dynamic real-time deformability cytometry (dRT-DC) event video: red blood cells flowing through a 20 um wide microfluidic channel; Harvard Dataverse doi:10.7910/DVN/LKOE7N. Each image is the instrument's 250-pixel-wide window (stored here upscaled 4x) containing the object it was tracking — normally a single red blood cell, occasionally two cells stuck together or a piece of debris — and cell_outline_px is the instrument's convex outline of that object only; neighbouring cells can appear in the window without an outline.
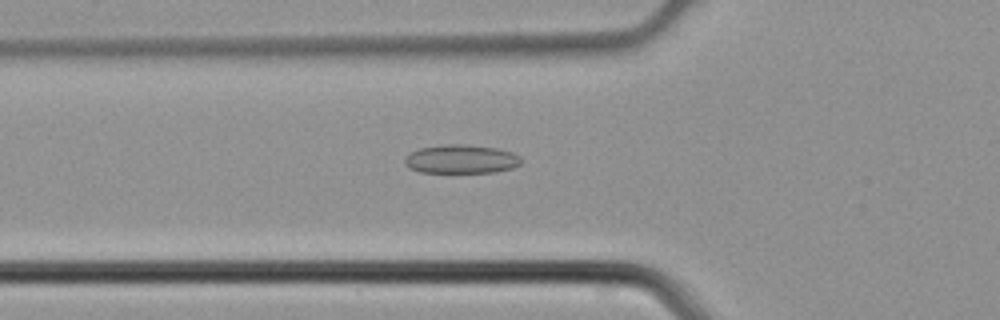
{"species": "common noctule bat (a hibernating species)", "species_latin": "Nyctalus noctula", "temperature_condition": "cold", "stored_images_in_passage": 43, "camera_frame_rate_fps": 3000, "um_per_image_px": 0.085, "animal": {"sex": "male", "body_mass_g": 21.5, "forearm_length_mm": 52.0}, "frame": {"image": 1, "passage_image": 15, "time_ms": 4.667, "image_size_px": [1000, 320], "cell_outline_px": [[520, 164], [512, 168], [496, 172], [420, 172], [408, 168], [404, 164], [404, 160], [412, 152], [420, 148], [448, 144], [456, 144], [496, 148], [512, 152], [520, 156]], "centroid_in_image_um": [39.2, 13.53], "position_along_channel_um": 86.6, "area_um2": 19.25}}
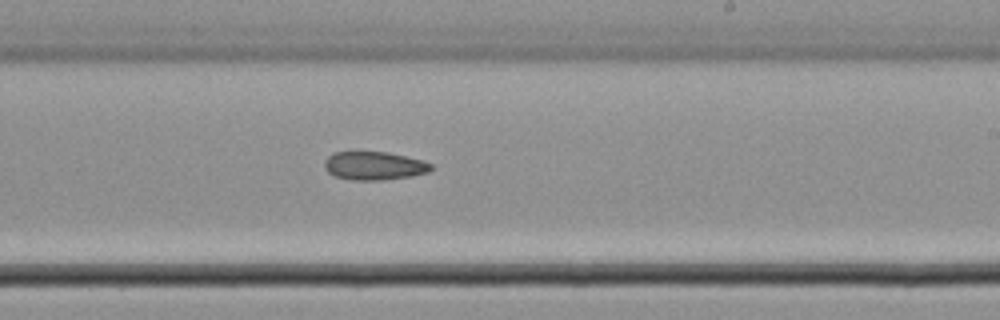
{"frame": {"image": 2, "passage_image": 26, "time_ms": 8.333, "image_size_px": [1000, 320], "cell_outline_px": [[432, 168], [428, 172], [412, 176], [384, 180], [352, 180], [336, 176], [328, 172], [324, 168], [324, 160], [332, 152], [388, 152], [424, 160], [432, 164]], "centroid_in_image_um": [31.81, 14.09], "position_along_channel_um": 257.2, "area_um2": 17.74}}
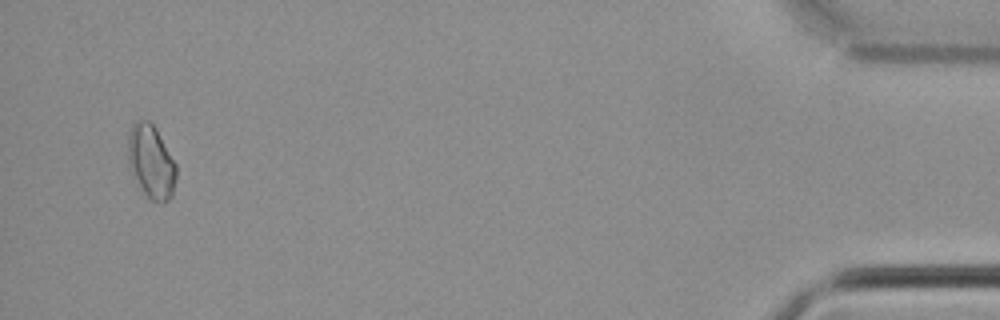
{"frame": {"image": 3, "passage_image": 42, "time_ms": 13.667, "image_size_px": [1000, 320], "cell_outline_px": [[176, 180], [172, 196], [164, 204], [160, 204], [152, 200], [144, 192], [132, 176], [128, 164], [128, 132], [132, 124], [140, 116], [148, 120], [156, 128], [176, 164]], "centroid_in_image_um": [12.83, 13.72], "position_along_channel_um": 422.4, "area_um2": 21.04}}